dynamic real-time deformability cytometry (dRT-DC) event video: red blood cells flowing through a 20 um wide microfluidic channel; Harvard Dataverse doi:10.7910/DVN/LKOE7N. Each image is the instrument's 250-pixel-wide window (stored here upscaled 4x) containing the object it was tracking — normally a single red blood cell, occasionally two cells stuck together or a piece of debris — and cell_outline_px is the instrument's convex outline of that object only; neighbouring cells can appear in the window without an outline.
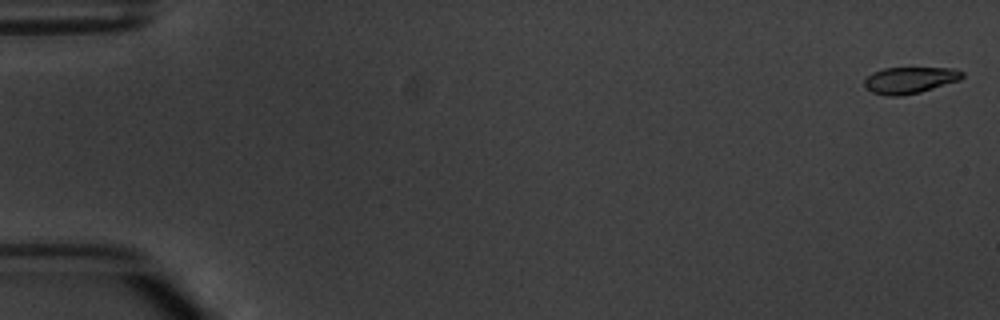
{"species": "common noctule bat (a hibernating species)", "species_latin": "Nyctalus noctula", "temperature_condition": "warm", "stored_images_in_passage": 6, "camera_frame_rate_fps": 3000, "um_per_image_px": 0.085, "animal": {"sex": "male", "body_mass_g": 20.1, "forearm_length_mm": 53.5}, "frame": {"image": 1, "passage_image": 1, "time_ms": 0.0, "image_size_px": [1000, 320], "cell_outline_px": [[964, 76], [960, 80], [920, 92], [900, 96], [888, 96], [872, 92], [864, 88], [864, 80], [872, 72], [884, 68], [956, 68], [964, 72]], "centroid_in_image_um": [77.33, 6.81], "position_along_channel_um": 7.7, "area_um2": 15.2}}
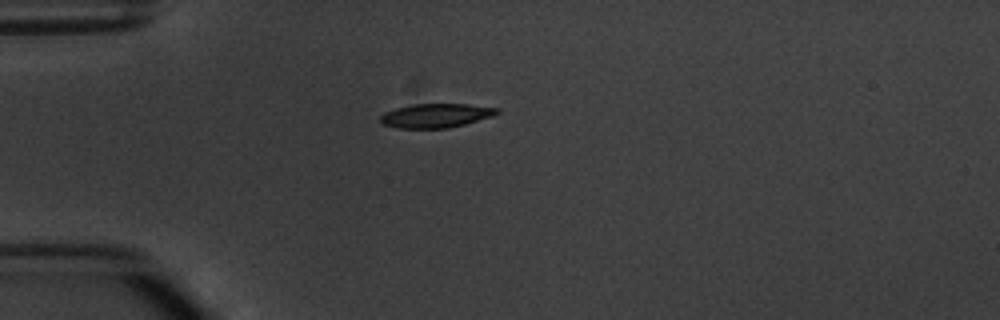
{"frame": {"image": 2, "passage_image": 5, "time_ms": 4.667, "image_size_px": [1000, 320], "cell_outline_px": [[500, 112], [492, 116], [464, 124], [448, 128], [396, 128], [380, 124], [380, 116], [384, 112], [396, 108], [412, 104], [468, 104], [500, 108]], "centroid_in_image_um": [37.02, 9.82], "position_along_channel_um": 48.0, "area_um2": 16.42}}